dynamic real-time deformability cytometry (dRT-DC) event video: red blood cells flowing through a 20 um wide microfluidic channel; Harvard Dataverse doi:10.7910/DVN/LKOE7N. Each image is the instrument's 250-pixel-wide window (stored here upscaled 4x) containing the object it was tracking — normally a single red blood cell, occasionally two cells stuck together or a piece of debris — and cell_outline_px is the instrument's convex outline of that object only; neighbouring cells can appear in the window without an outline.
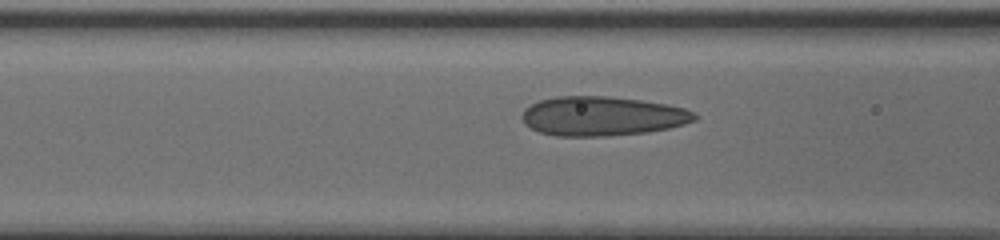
{"species": "human", "species_latin": "Homo sapiens", "temperature_condition": "cold", "stored_images_in_passage": 16, "camera_frame_rate_fps": 3000, "um_per_image_px": 0.085, "donor": {"sex": "male"}, "frame": {"image": 1, "passage_image": 14, "time_ms": 4.333, "image_size_px": [1000, 240], "cell_outline_px": [[696, 120], [684, 124], [668, 128], [648, 132], [604, 136], [556, 136], [540, 132], [524, 124], [520, 116], [524, 108], [540, 100], [556, 96], [608, 96], [640, 100], [668, 104], [684, 108], [692, 112], [696, 116]], "centroid_in_image_um": [51.16, 9.87], "position_along_channel_um": 115.4, "area_um2": 39.59}}